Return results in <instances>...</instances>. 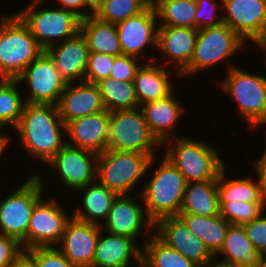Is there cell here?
<instances>
[{"mask_svg": "<svg viewBox=\"0 0 266 267\" xmlns=\"http://www.w3.org/2000/svg\"><path fill=\"white\" fill-rule=\"evenodd\" d=\"M29 158L44 165L66 145V125L51 104L25 103L21 120L13 129Z\"/></svg>", "mask_w": 266, "mask_h": 267, "instance_id": "obj_1", "label": "cell"}, {"mask_svg": "<svg viewBox=\"0 0 266 267\" xmlns=\"http://www.w3.org/2000/svg\"><path fill=\"white\" fill-rule=\"evenodd\" d=\"M144 181L140 192L135 190L141 194L148 218L155 224L161 218L178 216L187 182L163 154L151 158Z\"/></svg>", "mask_w": 266, "mask_h": 267, "instance_id": "obj_2", "label": "cell"}, {"mask_svg": "<svg viewBox=\"0 0 266 267\" xmlns=\"http://www.w3.org/2000/svg\"><path fill=\"white\" fill-rule=\"evenodd\" d=\"M184 136L165 141L161 153L165 152L163 155L179 170L187 183L217 181L227 165L218 146L211 141Z\"/></svg>", "mask_w": 266, "mask_h": 267, "instance_id": "obj_3", "label": "cell"}, {"mask_svg": "<svg viewBox=\"0 0 266 267\" xmlns=\"http://www.w3.org/2000/svg\"><path fill=\"white\" fill-rule=\"evenodd\" d=\"M30 173L22 184L0 200V234L17 239L28 250V226L35 204L45 195L46 172ZM45 173V174H44ZM42 174V175H41ZM44 174V175H43Z\"/></svg>", "mask_w": 266, "mask_h": 267, "instance_id": "obj_4", "label": "cell"}, {"mask_svg": "<svg viewBox=\"0 0 266 267\" xmlns=\"http://www.w3.org/2000/svg\"><path fill=\"white\" fill-rule=\"evenodd\" d=\"M248 45L225 23L199 29L192 58L179 73L180 78L208 72L222 62L227 63L226 71H228L236 66L234 62L231 63L230 59L250 47Z\"/></svg>", "mask_w": 266, "mask_h": 267, "instance_id": "obj_5", "label": "cell"}, {"mask_svg": "<svg viewBox=\"0 0 266 267\" xmlns=\"http://www.w3.org/2000/svg\"><path fill=\"white\" fill-rule=\"evenodd\" d=\"M45 0H30L15 14L30 29L39 46L45 51L50 46L75 37L80 33L82 19L74 12L56 7L40 8Z\"/></svg>", "mask_w": 266, "mask_h": 267, "instance_id": "obj_6", "label": "cell"}, {"mask_svg": "<svg viewBox=\"0 0 266 267\" xmlns=\"http://www.w3.org/2000/svg\"><path fill=\"white\" fill-rule=\"evenodd\" d=\"M237 65L225 72L226 77L218 82V86L237 104L235 107L247 126L252 131L258 130L260 125L266 124V76Z\"/></svg>", "mask_w": 266, "mask_h": 267, "instance_id": "obj_7", "label": "cell"}, {"mask_svg": "<svg viewBox=\"0 0 266 267\" xmlns=\"http://www.w3.org/2000/svg\"><path fill=\"white\" fill-rule=\"evenodd\" d=\"M0 16V79H16L44 50L15 14Z\"/></svg>", "mask_w": 266, "mask_h": 267, "instance_id": "obj_8", "label": "cell"}, {"mask_svg": "<svg viewBox=\"0 0 266 267\" xmlns=\"http://www.w3.org/2000/svg\"><path fill=\"white\" fill-rule=\"evenodd\" d=\"M151 158L140 152L107 149L98 154L97 181L117 195H134L135 187H143Z\"/></svg>", "mask_w": 266, "mask_h": 267, "instance_id": "obj_9", "label": "cell"}, {"mask_svg": "<svg viewBox=\"0 0 266 267\" xmlns=\"http://www.w3.org/2000/svg\"><path fill=\"white\" fill-rule=\"evenodd\" d=\"M107 149L140 152L154 157L160 155L162 144L151 133L138 107L110 112Z\"/></svg>", "mask_w": 266, "mask_h": 267, "instance_id": "obj_10", "label": "cell"}, {"mask_svg": "<svg viewBox=\"0 0 266 267\" xmlns=\"http://www.w3.org/2000/svg\"><path fill=\"white\" fill-rule=\"evenodd\" d=\"M134 197L133 194L131 197L130 195H117L111 204L106 220L101 225V229L110 234L133 239L142 247L154 233V223L146 214L141 194L136 192ZM141 236L143 238L139 239ZM139 240L140 242H138Z\"/></svg>", "mask_w": 266, "mask_h": 267, "instance_id": "obj_11", "label": "cell"}, {"mask_svg": "<svg viewBox=\"0 0 266 267\" xmlns=\"http://www.w3.org/2000/svg\"><path fill=\"white\" fill-rule=\"evenodd\" d=\"M16 80L21 87L28 86L27 94L23 93V97L25 103L32 104L56 106L67 85L55 67L54 61L45 51L31 62Z\"/></svg>", "mask_w": 266, "mask_h": 267, "instance_id": "obj_12", "label": "cell"}, {"mask_svg": "<svg viewBox=\"0 0 266 267\" xmlns=\"http://www.w3.org/2000/svg\"><path fill=\"white\" fill-rule=\"evenodd\" d=\"M116 27L123 55L136 57L142 62L154 61L153 54L148 57L151 54L148 50H157L159 25L154 5H148L139 14L116 24Z\"/></svg>", "mask_w": 266, "mask_h": 267, "instance_id": "obj_13", "label": "cell"}, {"mask_svg": "<svg viewBox=\"0 0 266 267\" xmlns=\"http://www.w3.org/2000/svg\"><path fill=\"white\" fill-rule=\"evenodd\" d=\"M57 195L43 196L34 206L28 226V250L37 247H56L60 242L70 211L59 203ZM45 197V198H44Z\"/></svg>", "mask_w": 266, "mask_h": 267, "instance_id": "obj_14", "label": "cell"}, {"mask_svg": "<svg viewBox=\"0 0 266 267\" xmlns=\"http://www.w3.org/2000/svg\"><path fill=\"white\" fill-rule=\"evenodd\" d=\"M98 154L64 145L46 164L64 188L76 191L97 181Z\"/></svg>", "mask_w": 266, "mask_h": 267, "instance_id": "obj_15", "label": "cell"}, {"mask_svg": "<svg viewBox=\"0 0 266 267\" xmlns=\"http://www.w3.org/2000/svg\"><path fill=\"white\" fill-rule=\"evenodd\" d=\"M222 13L223 23L251 47L266 35V0H222Z\"/></svg>", "mask_w": 266, "mask_h": 267, "instance_id": "obj_16", "label": "cell"}, {"mask_svg": "<svg viewBox=\"0 0 266 267\" xmlns=\"http://www.w3.org/2000/svg\"><path fill=\"white\" fill-rule=\"evenodd\" d=\"M154 233L199 267H204L215 259L204 242L187 228L179 216L159 219L154 224Z\"/></svg>", "mask_w": 266, "mask_h": 267, "instance_id": "obj_17", "label": "cell"}, {"mask_svg": "<svg viewBox=\"0 0 266 267\" xmlns=\"http://www.w3.org/2000/svg\"><path fill=\"white\" fill-rule=\"evenodd\" d=\"M197 35L198 29L195 28L159 26L157 32L159 54L155 55L154 61L158 60L157 63L160 62L166 67L173 63V70L176 69L173 73L180 79L179 73L190 63L192 58Z\"/></svg>", "mask_w": 266, "mask_h": 267, "instance_id": "obj_18", "label": "cell"}, {"mask_svg": "<svg viewBox=\"0 0 266 267\" xmlns=\"http://www.w3.org/2000/svg\"><path fill=\"white\" fill-rule=\"evenodd\" d=\"M100 231V225L72 216L56 248L75 266L92 267Z\"/></svg>", "mask_w": 266, "mask_h": 267, "instance_id": "obj_19", "label": "cell"}, {"mask_svg": "<svg viewBox=\"0 0 266 267\" xmlns=\"http://www.w3.org/2000/svg\"><path fill=\"white\" fill-rule=\"evenodd\" d=\"M110 112L104 110L66 124V144L96 154L107 150Z\"/></svg>", "mask_w": 266, "mask_h": 267, "instance_id": "obj_20", "label": "cell"}, {"mask_svg": "<svg viewBox=\"0 0 266 267\" xmlns=\"http://www.w3.org/2000/svg\"><path fill=\"white\" fill-rule=\"evenodd\" d=\"M175 91L163 99L140 106L151 133L161 144L167 140L183 136L180 135L182 134L180 131H178L179 133L175 132L177 131L175 129L180 126V120L182 121L181 118L186 114V109H184V104L176 98Z\"/></svg>", "mask_w": 266, "mask_h": 267, "instance_id": "obj_21", "label": "cell"}, {"mask_svg": "<svg viewBox=\"0 0 266 267\" xmlns=\"http://www.w3.org/2000/svg\"><path fill=\"white\" fill-rule=\"evenodd\" d=\"M56 107L65 125L77 118L106 110L98 86L85 81L67 83Z\"/></svg>", "mask_w": 266, "mask_h": 267, "instance_id": "obj_22", "label": "cell"}, {"mask_svg": "<svg viewBox=\"0 0 266 267\" xmlns=\"http://www.w3.org/2000/svg\"><path fill=\"white\" fill-rule=\"evenodd\" d=\"M141 256L142 248L133 239L101 229L92 267H140Z\"/></svg>", "mask_w": 266, "mask_h": 267, "instance_id": "obj_23", "label": "cell"}, {"mask_svg": "<svg viewBox=\"0 0 266 267\" xmlns=\"http://www.w3.org/2000/svg\"><path fill=\"white\" fill-rule=\"evenodd\" d=\"M45 52L67 83L84 82L89 50L81 33L75 37L50 46Z\"/></svg>", "mask_w": 266, "mask_h": 267, "instance_id": "obj_24", "label": "cell"}, {"mask_svg": "<svg viewBox=\"0 0 266 267\" xmlns=\"http://www.w3.org/2000/svg\"><path fill=\"white\" fill-rule=\"evenodd\" d=\"M172 69L155 61L141 64L133 81L139 107L163 99L175 90Z\"/></svg>", "mask_w": 266, "mask_h": 267, "instance_id": "obj_25", "label": "cell"}, {"mask_svg": "<svg viewBox=\"0 0 266 267\" xmlns=\"http://www.w3.org/2000/svg\"><path fill=\"white\" fill-rule=\"evenodd\" d=\"M77 193L79 195L81 193L82 197H78L81 198V203H78L77 208L71 211L72 216L78 220L101 226L117 194L98 181L77 189L75 195Z\"/></svg>", "mask_w": 266, "mask_h": 267, "instance_id": "obj_26", "label": "cell"}, {"mask_svg": "<svg viewBox=\"0 0 266 267\" xmlns=\"http://www.w3.org/2000/svg\"><path fill=\"white\" fill-rule=\"evenodd\" d=\"M214 257L236 267H255L262 256L247 237L243 225L231 224L221 250Z\"/></svg>", "mask_w": 266, "mask_h": 267, "instance_id": "obj_27", "label": "cell"}, {"mask_svg": "<svg viewBox=\"0 0 266 267\" xmlns=\"http://www.w3.org/2000/svg\"><path fill=\"white\" fill-rule=\"evenodd\" d=\"M228 165H226L220 172L217 178V190L219 203L228 202H250V203H264L263 202V191L262 182L258 175L252 174L251 176H239L238 178H228ZM228 170V171H227ZM255 175V176H254ZM242 177V178H240ZM256 177V178H254ZM231 178V179H230ZM256 179V180H255Z\"/></svg>", "mask_w": 266, "mask_h": 267, "instance_id": "obj_28", "label": "cell"}, {"mask_svg": "<svg viewBox=\"0 0 266 267\" xmlns=\"http://www.w3.org/2000/svg\"><path fill=\"white\" fill-rule=\"evenodd\" d=\"M179 214L220 215L217 181L188 182Z\"/></svg>", "mask_w": 266, "mask_h": 267, "instance_id": "obj_29", "label": "cell"}, {"mask_svg": "<svg viewBox=\"0 0 266 267\" xmlns=\"http://www.w3.org/2000/svg\"><path fill=\"white\" fill-rule=\"evenodd\" d=\"M80 33L85 38L89 52L123 55L116 24L101 21L92 15L82 20Z\"/></svg>", "mask_w": 266, "mask_h": 267, "instance_id": "obj_30", "label": "cell"}, {"mask_svg": "<svg viewBox=\"0 0 266 267\" xmlns=\"http://www.w3.org/2000/svg\"><path fill=\"white\" fill-rule=\"evenodd\" d=\"M178 216L187 228L204 242L213 256L221 250L231 225L221 215L204 217L195 214H179Z\"/></svg>", "mask_w": 266, "mask_h": 267, "instance_id": "obj_31", "label": "cell"}, {"mask_svg": "<svg viewBox=\"0 0 266 267\" xmlns=\"http://www.w3.org/2000/svg\"><path fill=\"white\" fill-rule=\"evenodd\" d=\"M141 265L143 267H199L164 243L155 233L142 246Z\"/></svg>", "mask_w": 266, "mask_h": 267, "instance_id": "obj_32", "label": "cell"}, {"mask_svg": "<svg viewBox=\"0 0 266 267\" xmlns=\"http://www.w3.org/2000/svg\"><path fill=\"white\" fill-rule=\"evenodd\" d=\"M154 8L159 26L196 29V0H158Z\"/></svg>", "mask_w": 266, "mask_h": 267, "instance_id": "obj_33", "label": "cell"}, {"mask_svg": "<svg viewBox=\"0 0 266 267\" xmlns=\"http://www.w3.org/2000/svg\"><path fill=\"white\" fill-rule=\"evenodd\" d=\"M96 85L99 88L107 111L112 112L139 107L133 81L119 82L108 77L97 82Z\"/></svg>", "mask_w": 266, "mask_h": 267, "instance_id": "obj_34", "label": "cell"}, {"mask_svg": "<svg viewBox=\"0 0 266 267\" xmlns=\"http://www.w3.org/2000/svg\"><path fill=\"white\" fill-rule=\"evenodd\" d=\"M23 90L16 79H0V124L6 130L10 128V132L21 120L25 105Z\"/></svg>", "mask_w": 266, "mask_h": 267, "instance_id": "obj_35", "label": "cell"}, {"mask_svg": "<svg viewBox=\"0 0 266 267\" xmlns=\"http://www.w3.org/2000/svg\"><path fill=\"white\" fill-rule=\"evenodd\" d=\"M148 5L145 0H103L94 16L101 21L118 24L139 14Z\"/></svg>", "mask_w": 266, "mask_h": 267, "instance_id": "obj_36", "label": "cell"}, {"mask_svg": "<svg viewBox=\"0 0 266 267\" xmlns=\"http://www.w3.org/2000/svg\"><path fill=\"white\" fill-rule=\"evenodd\" d=\"M220 215L230 224L243 225L266 211L264 203L228 202L219 203Z\"/></svg>", "mask_w": 266, "mask_h": 267, "instance_id": "obj_37", "label": "cell"}, {"mask_svg": "<svg viewBox=\"0 0 266 267\" xmlns=\"http://www.w3.org/2000/svg\"><path fill=\"white\" fill-rule=\"evenodd\" d=\"M196 5V29L199 30L223 23L222 0H196Z\"/></svg>", "mask_w": 266, "mask_h": 267, "instance_id": "obj_38", "label": "cell"}, {"mask_svg": "<svg viewBox=\"0 0 266 267\" xmlns=\"http://www.w3.org/2000/svg\"><path fill=\"white\" fill-rule=\"evenodd\" d=\"M113 64L114 56L105 53L89 52L84 81L96 84L102 79L110 77Z\"/></svg>", "mask_w": 266, "mask_h": 267, "instance_id": "obj_39", "label": "cell"}, {"mask_svg": "<svg viewBox=\"0 0 266 267\" xmlns=\"http://www.w3.org/2000/svg\"><path fill=\"white\" fill-rule=\"evenodd\" d=\"M143 62L133 56H114L110 77L119 82L134 81L136 71Z\"/></svg>", "mask_w": 266, "mask_h": 267, "instance_id": "obj_40", "label": "cell"}, {"mask_svg": "<svg viewBox=\"0 0 266 267\" xmlns=\"http://www.w3.org/2000/svg\"><path fill=\"white\" fill-rule=\"evenodd\" d=\"M28 251L36 258L38 267H77L56 247H37Z\"/></svg>", "mask_w": 266, "mask_h": 267, "instance_id": "obj_41", "label": "cell"}, {"mask_svg": "<svg viewBox=\"0 0 266 267\" xmlns=\"http://www.w3.org/2000/svg\"><path fill=\"white\" fill-rule=\"evenodd\" d=\"M247 237L261 256H266V211L251 222L243 224Z\"/></svg>", "mask_w": 266, "mask_h": 267, "instance_id": "obj_42", "label": "cell"}, {"mask_svg": "<svg viewBox=\"0 0 266 267\" xmlns=\"http://www.w3.org/2000/svg\"><path fill=\"white\" fill-rule=\"evenodd\" d=\"M22 251V245L17 239L0 234V267H10Z\"/></svg>", "mask_w": 266, "mask_h": 267, "instance_id": "obj_43", "label": "cell"}, {"mask_svg": "<svg viewBox=\"0 0 266 267\" xmlns=\"http://www.w3.org/2000/svg\"><path fill=\"white\" fill-rule=\"evenodd\" d=\"M59 8L74 12L82 20L94 15L84 4L83 0H56L54 2Z\"/></svg>", "mask_w": 266, "mask_h": 267, "instance_id": "obj_44", "label": "cell"}, {"mask_svg": "<svg viewBox=\"0 0 266 267\" xmlns=\"http://www.w3.org/2000/svg\"><path fill=\"white\" fill-rule=\"evenodd\" d=\"M10 267H38V264L36 258L28 250H23Z\"/></svg>", "mask_w": 266, "mask_h": 267, "instance_id": "obj_45", "label": "cell"}, {"mask_svg": "<svg viewBox=\"0 0 266 267\" xmlns=\"http://www.w3.org/2000/svg\"><path fill=\"white\" fill-rule=\"evenodd\" d=\"M266 144V143H265ZM266 148V145H265ZM264 148L262 155L255 158L253 161L254 172L258 175L259 179H266V149Z\"/></svg>", "mask_w": 266, "mask_h": 267, "instance_id": "obj_46", "label": "cell"}, {"mask_svg": "<svg viewBox=\"0 0 266 267\" xmlns=\"http://www.w3.org/2000/svg\"><path fill=\"white\" fill-rule=\"evenodd\" d=\"M13 139L11 136H0V159L3 158V154H5L6 150L8 151L10 144L13 142L11 141Z\"/></svg>", "mask_w": 266, "mask_h": 267, "instance_id": "obj_47", "label": "cell"}, {"mask_svg": "<svg viewBox=\"0 0 266 267\" xmlns=\"http://www.w3.org/2000/svg\"><path fill=\"white\" fill-rule=\"evenodd\" d=\"M103 0H83L85 6L93 13L100 8Z\"/></svg>", "mask_w": 266, "mask_h": 267, "instance_id": "obj_48", "label": "cell"}, {"mask_svg": "<svg viewBox=\"0 0 266 267\" xmlns=\"http://www.w3.org/2000/svg\"><path fill=\"white\" fill-rule=\"evenodd\" d=\"M255 46H258V49H260L261 51H263V53H265L264 55L266 56V35L263 36L256 44ZM266 61V59H265Z\"/></svg>", "mask_w": 266, "mask_h": 267, "instance_id": "obj_49", "label": "cell"}, {"mask_svg": "<svg viewBox=\"0 0 266 267\" xmlns=\"http://www.w3.org/2000/svg\"><path fill=\"white\" fill-rule=\"evenodd\" d=\"M204 267H236V266L224 264L214 259L212 262H210Z\"/></svg>", "mask_w": 266, "mask_h": 267, "instance_id": "obj_50", "label": "cell"}, {"mask_svg": "<svg viewBox=\"0 0 266 267\" xmlns=\"http://www.w3.org/2000/svg\"><path fill=\"white\" fill-rule=\"evenodd\" d=\"M262 182V191H263V202L266 206V179H260Z\"/></svg>", "mask_w": 266, "mask_h": 267, "instance_id": "obj_51", "label": "cell"}, {"mask_svg": "<svg viewBox=\"0 0 266 267\" xmlns=\"http://www.w3.org/2000/svg\"><path fill=\"white\" fill-rule=\"evenodd\" d=\"M255 267H266V256H262Z\"/></svg>", "mask_w": 266, "mask_h": 267, "instance_id": "obj_52", "label": "cell"}, {"mask_svg": "<svg viewBox=\"0 0 266 267\" xmlns=\"http://www.w3.org/2000/svg\"><path fill=\"white\" fill-rule=\"evenodd\" d=\"M6 131H7V133H6ZM7 134H8V130H5L3 128V126L0 124V136H10V135H7Z\"/></svg>", "mask_w": 266, "mask_h": 267, "instance_id": "obj_53", "label": "cell"}, {"mask_svg": "<svg viewBox=\"0 0 266 267\" xmlns=\"http://www.w3.org/2000/svg\"><path fill=\"white\" fill-rule=\"evenodd\" d=\"M149 5H154L158 0H145Z\"/></svg>", "mask_w": 266, "mask_h": 267, "instance_id": "obj_54", "label": "cell"}]
</instances>
